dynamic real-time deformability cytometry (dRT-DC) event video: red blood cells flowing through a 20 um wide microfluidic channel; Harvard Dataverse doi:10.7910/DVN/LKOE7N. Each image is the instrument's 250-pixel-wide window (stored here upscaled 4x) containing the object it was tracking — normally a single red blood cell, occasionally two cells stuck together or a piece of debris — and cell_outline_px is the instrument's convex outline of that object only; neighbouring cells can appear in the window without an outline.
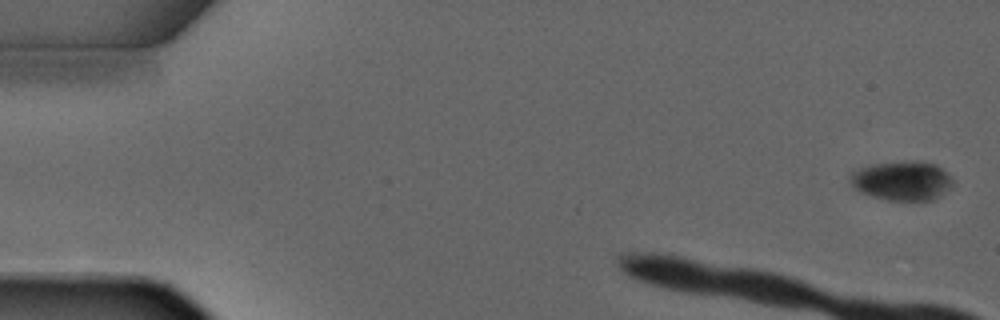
{"species": "common noctule bat (a hibernating species)", "species_latin": "Nyctalus noctula", "temperature_condition": "warm", "stored_images_in_passage": 5, "camera_frame_rate_fps": 3000, "um_per_image_px": 0.085, "animal": {"sex": "male", "forearm_length_mm": 52.5}, "frame": {"image": 1, "passage_image": 1, "time_ms": 0.0, "image_size_px": [1000, 320], "cell_outline_px": [[952, 188], [940, 196], [932, 200], [888, 200], [872, 196], [860, 192], [848, 180], [848, 176], [852, 172], [868, 164], [904, 160], [916, 160], [936, 164], [952, 180]], "centroid_in_image_um": [76.64, 15.34], "position_along_channel_um": 8.4, "area_um2": 23.76}}